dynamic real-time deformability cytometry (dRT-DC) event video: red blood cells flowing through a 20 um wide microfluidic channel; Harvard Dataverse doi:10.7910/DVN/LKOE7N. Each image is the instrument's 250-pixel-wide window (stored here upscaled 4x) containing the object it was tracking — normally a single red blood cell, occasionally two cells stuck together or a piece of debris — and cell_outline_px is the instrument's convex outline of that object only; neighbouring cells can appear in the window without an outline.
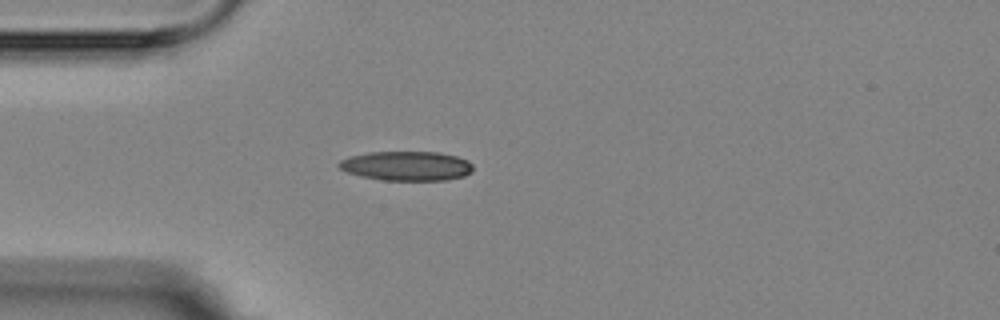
{"species": "Egyptian fruit bat (a non-hibernating species)", "species_latin": "Rousettus aegyptiacus", "temperature_condition": "room temperature", "stored_images_in_passage": 1, "camera_frame_rate_fps": 3000, "um_per_image_px": 0.085, "animal": {"sex": "female"}, "frame": {"image": 1, "passage_image": 1, "time_ms": 0.0, "image_size_px": [1000, 320], "cell_outline_px": [[472, 172], [464, 176], [444, 180], [384, 180], [360, 176], [348, 172], [340, 168], [336, 164], [340, 160], [348, 156], [368, 152], [440, 152], [456, 156], [468, 160], [472, 164]], "centroid_in_image_um": [34.55, 14.09], "position_along_channel_um": 50.5, "area_um2": 23.06}}